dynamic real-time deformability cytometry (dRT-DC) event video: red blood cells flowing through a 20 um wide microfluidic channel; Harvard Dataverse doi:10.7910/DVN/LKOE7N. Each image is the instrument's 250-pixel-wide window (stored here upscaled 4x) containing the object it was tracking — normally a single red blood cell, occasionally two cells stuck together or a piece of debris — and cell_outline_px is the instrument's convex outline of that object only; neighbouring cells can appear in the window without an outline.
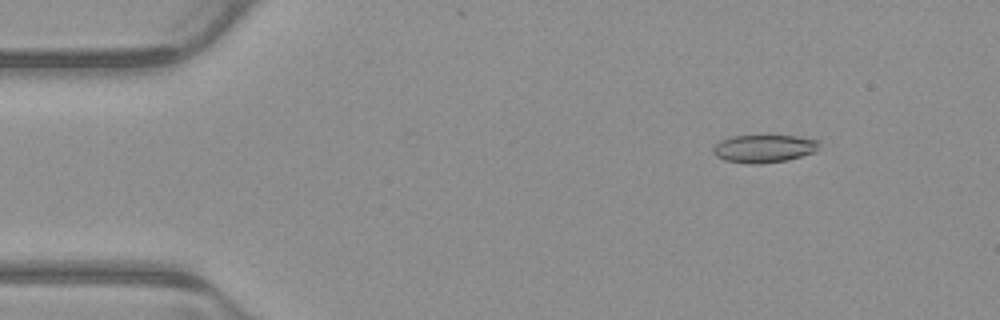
{"species": "common noctule bat (a hibernating species)", "species_latin": "Nyctalus noctula", "temperature_condition": "warm", "stored_images_in_passage": 5, "camera_frame_rate_fps": 3000, "um_per_image_px": 0.085, "animal": {"sex": "male", "body_mass_g": 23.1, "forearm_length_mm": 52.7}, "frame": {"image": 1, "passage_image": 2, "time_ms": 0.333, "image_size_px": [1000, 320], "cell_outline_px": [[820, 144], [812, 152], [788, 160], [760, 164], [752, 164], [724, 160], [716, 156], [712, 152], [712, 148], [720, 140], [732, 136], [768, 132], [796, 136], [820, 140]], "centroid_in_image_um": [64.91, 12.57], "position_along_channel_um": 20.1, "area_um2": 18.03}}
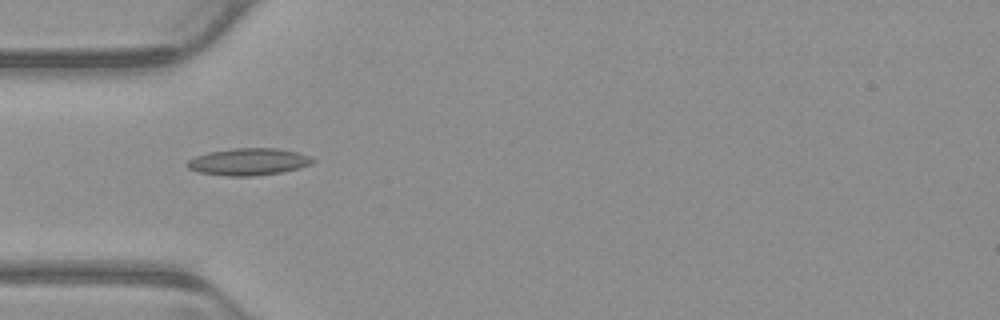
{"frame": {"image": 2, "passage_image": 4, "time_ms": 1.0, "image_size_px": [1000, 320], "cell_outline_px": [[316, 160], [312, 164], [300, 168], [280, 172], [252, 176], [224, 176], [200, 172], [188, 168], [184, 164], [188, 160], [196, 156], [208, 152], [232, 148], [276, 148], [296, 152], [308, 156]], "centroid_in_image_um": [21.1, 13.75], "position_along_channel_um": 63.9, "area_um2": 19.77}}
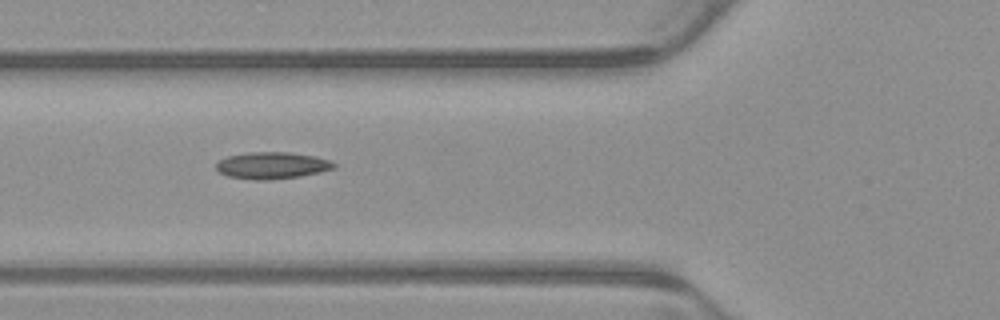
{"frame": {"image": 3, "passage_image": 5, "time_ms": 1.333, "image_size_px": [1000, 320], "cell_outline_px": [[336, 168], [320, 172], [300, 176], [268, 180], [256, 180], [228, 176], [220, 172], [216, 168], [216, 164], [220, 160], [228, 156], [248, 152], [288, 152], [316, 156], [332, 160], [336, 164]], "centroid_in_image_um": [23.17, 14.06], "position_along_channel_um": 102.6, "area_um2": 18.44}}